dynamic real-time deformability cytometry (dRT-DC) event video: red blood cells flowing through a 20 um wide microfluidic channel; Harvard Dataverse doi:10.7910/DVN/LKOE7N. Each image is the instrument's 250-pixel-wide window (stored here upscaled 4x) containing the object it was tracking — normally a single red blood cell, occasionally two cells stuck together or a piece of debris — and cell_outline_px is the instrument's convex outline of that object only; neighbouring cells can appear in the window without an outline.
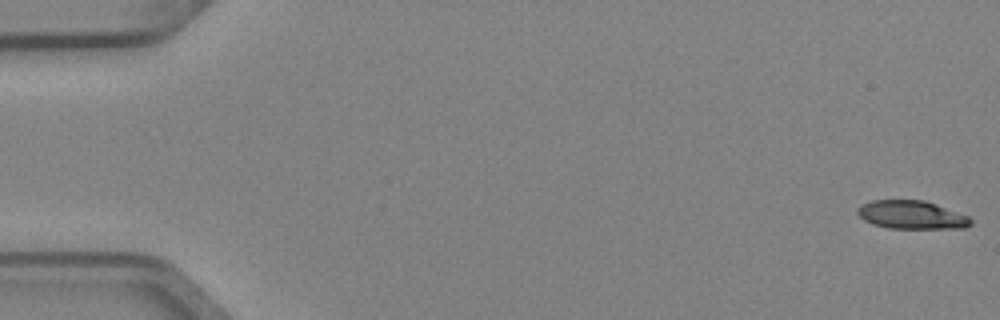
{"species": "Egyptian fruit bat (a non-hibernating species)", "species_latin": "Rousettus aegyptiacus", "temperature_condition": "cold", "stored_images_in_passage": 6, "segment_of_instrument_passage": [1, 2], "camera_frame_rate_fps": 3000, "um_per_image_px": 0.085, "animal": {"sex": "female"}, "frame": {"image": 1, "passage_image": 1, "time_ms": 0.0, "image_size_px": [1000, 320], "cell_outline_px": [[972, 224], [964, 228], [888, 228], [872, 224], [864, 220], [856, 212], [856, 208], [860, 204], [872, 200], [924, 200], [936, 204], [968, 216], [972, 220]], "centroid_in_image_um": [77.45, 18.26], "position_along_channel_um": 7.6, "area_um2": 18.73}}
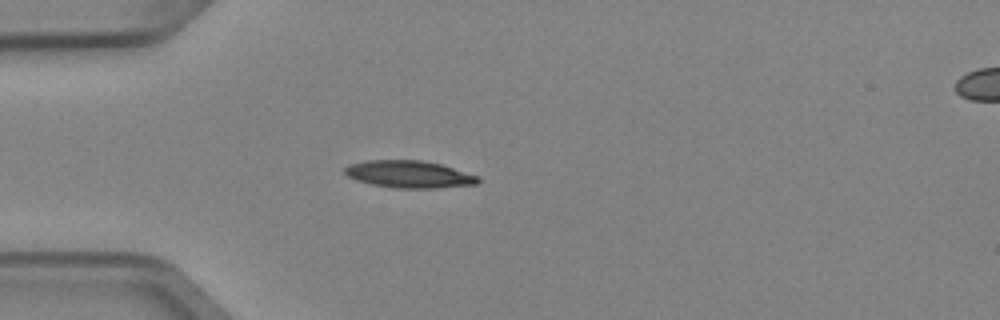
{"frame": {"image": 2, "passage_image": 5, "time_ms": 1.333, "image_size_px": [1000, 320], "cell_outline_px": [[480, 180], [476, 184], [432, 188], [392, 188], [372, 184], [348, 176], [344, 172], [344, 168], [348, 164], [364, 160], [420, 160], [440, 164], [480, 176]], "centroid_in_image_um": [34.77, 14.8], "position_along_channel_um": 50.2, "area_um2": 21.04}}